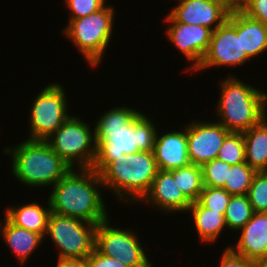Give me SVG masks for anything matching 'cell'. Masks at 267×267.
<instances>
[{
    "label": "cell",
    "mask_w": 267,
    "mask_h": 267,
    "mask_svg": "<svg viewBox=\"0 0 267 267\" xmlns=\"http://www.w3.org/2000/svg\"><path fill=\"white\" fill-rule=\"evenodd\" d=\"M96 158L92 169L100 173L113 160L139 151L153 152L158 127L139 109L114 106L96 119Z\"/></svg>",
    "instance_id": "obj_1"
},
{
    "label": "cell",
    "mask_w": 267,
    "mask_h": 267,
    "mask_svg": "<svg viewBox=\"0 0 267 267\" xmlns=\"http://www.w3.org/2000/svg\"><path fill=\"white\" fill-rule=\"evenodd\" d=\"M49 192L51 212L98 225L109 217L100 175L92 168H72Z\"/></svg>",
    "instance_id": "obj_2"
},
{
    "label": "cell",
    "mask_w": 267,
    "mask_h": 267,
    "mask_svg": "<svg viewBox=\"0 0 267 267\" xmlns=\"http://www.w3.org/2000/svg\"><path fill=\"white\" fill-rule=\"evenodd\" d=\"M220 82L214 112L217 122L225 129L243 133L267 116V92H263L264 89L247 84L234 74L225 76Z\"/></svg>",
    "instance_id": "obj_3"
},
{
    "label": "cell",
    "mask_w": 267,
    "mask_h": 267,
    "mask_svg": "<svg viewBox=\"0 0 267 267\" xmlns=\"http://www.w3.org/2000/svg\"><path fill=\"white\" fill-rule=\"evenodd\" d=\"M2 152L11 157L14 179L29 189L53 187L72 168L59 157L46 140L27 139L3 147Z\"/></svg>",
    "instance_id": "obj_4"
},
{
    "label": "cell",
    "mask_w": 267,
    "mask_h": 267,
    "mask_svg": "<svg viewBox=\"0 0 267 267\" xmlns=\"http://www.w3.org/2000/svg\"><path fill=\"white\" fill-rule=\"evenodd\" d=\"M158 170L154 153L139 151L113 160L99 175L105 189L119 202H132L134 206L150 191Z\"/></svg>",
    "instance_id": "obj_5"
},
{
    "label": "cell",
    "mask_w": 267,
    "mask_h": 267,
    "mask_svg": "<svg viewBox=\"0 0 267 267\" xmlns=\"http://www.w3.org/2000/svg\"><path fill=\"white\" fill-rule=\"evenodd\" d=\"M115 8L106 4L102 9L77 19H68L63 36L80 51L88 66L93 69L102 60L113 37L115 27Z\"/></svg>",
    "instance_id": "obj_6"
},
{
    "label": "cell",
    "mask_w": 267,
    "mask_h": 267,
    "mask_svg": "<svg viewBox=\"0 0 267 267\" xmlns=\"http://www.w3.org/2000/svg\"><path fill=\"white\" fill-rule=\"evenodd\" d=\"M71 168H92L96 158L95 126L71 114L47 140Z\"/></svg>",
    "instance_id": "obj_7"
},
{
    "label": "cell",
    "mask_w": 267,
    "mask_h": 267,
    "mask_svg": "<svg viewBox=\"0 0 267 267\" xmlns=\"http://www.w3.org/2000/svg\"><path fill=\"white\" fill-rule=\"evenodd\" d=\"M96 229V224L51 212L44 242H54L58 258L85 260L95 249Z\"/></svg>",
    "instance_id": "obj_8"
},
{
    "label": "cell",
    "mask_w": 267,
    "mask_h": 267,
    "mask_svg": "<svg viewBox=\"0 0 267 267\" xmlns=\"http://www.w3.org/2000/svg\"><path fill=\"white\" fill-rule=\"evenodd\" d=\"M65 91L63 85L52 82L35 96L29 109L27 139L47 140L71 116Z\"/></svg>",
    "instance_id": "obj_9"
},
{
    "label": "cell",
    "mask_w": 267,
    "mask_h": 267,
    "mask_svg": "<svg viewBox=\"0 0 267 267\" xmlns=\"http://www.w3.org/2000/svg\"><path fill=\"white\" fill-rule=\"evenodd\" d=\"M251 60L241 43V10L231 11L228 19L214 31L207 52L193 72L207 68L244 66Z\"/></svg>",
    "instance_id": "obj_10"
},
{
    "label": "cell",
    "mask_w": 267,
    "mask_h": 267,
    "mask_svg": "<svg viewBox=\"0 0 267 267\" xmlns=\"http://www.w3.org/2000/svg\"><path fill=\"white\" fill-rule=\"evenodd\" d=\"M109 218L97 225L95 248L129 267H153L143 243H140L139 234L131 227L120 228V225L110 224Z\"/></svg>",
    "instance_id": "obj_11"
},
{
    "label": "cell",
    "mask_w": 267,
    "mask_h": 267,
    "mask_svg": "<svg viewBox=\"0 0 267 267\" xmlns=\"http://www.w3.org/2000/svg\"><path fill=\"white\" fill-rule=\"evenodd\" d=\"M169 26L165 28L168 41L186 58L191 66L184 68L186 72L194 71L208 50L212 30L183 22H175L168 14L164 18ZM190 61V62H189Z\"/></svg>",
    "instance_id": "obj_12"
},
{
    "label": "cell",
    "mask_w": 267,
    "mask_h": 267,
    "mask_svg": "<svg viewBox=\"0 0 267 267\" xmlns=\"http://www.w3.org/2000/svg\"><path fill=\"white\" fill-rule=\"evenodd\" d=\"M230 133L216 120L212 122L194 119L187 123L188 156L191 164L202 166L215 159Z\"/></svg>",
    "instance_id": "obj_13"
},
{
    "label": "cell",
    "mask_w": 267,
    "mask_h": 267,
    "mask_svg": "<svg viewBox=\"0 0 267 267\" xmlns=\"http://www.w3.org/2000/svg\"><path fill=\"white\" fill-rule=\"evenodd\" d=\"M168 15L175 22L207 27L214 31L222 25L230 14L222 3L215 0H175ZM179 2V3H178Z\"/></svg>",
    "instance_id": "obj_14"
},
{
    "label": "cell",
    "mask_w": 267,
    "mask_h": 267,
    "mask_svg": "<svg viewBox=\"0 0 267 267\" xmlns=\"http://www.w3.org/2000/svg\"><path fill=\"white\" fill-rule=\"evenodd\" d=\"M162 211L164 215L186 213L192 204L178 188L170 171L158 170L150 191L138 203ZM148 204V205H147Z\"/></svg>",
    "instance_id": "obj_15"
},
{
    "label": "cell",
    "mask_w": 267,
    "mask_h": 267,
    "mask_svg": "<svg viewBox=\"0 0 267 267\" xmlns=\"http://www.w3.org/2000/svg\"><path fill=\"white\" fill-rule=\"evenodd\" d=\"M171 130H166V133L162 131V134L158 129L154 144L156 164L158 169L163 171L191 164L188 156L186 125L181 126V130Z\"/></svg>",
    "instance_id": "obj_16"
},
{
    "label": "cell",
    "mask_w": 267,
    "mask_h": 267,
    "mask_svg": "<svg viewBox=\"0 0 267 267\" xmlns=\"http://www.w3.org/2000/svg\"><path fill=\"white\" fill-rule=\"evenodd\" d=\"M237 233L236 244L227 246L234 253L252 261L267 258V212H255Z\"/></svg>",
    "instance_id": "obj_17"
},
{
    "label": "cell",
    "mask_w": 267,
    "mask_h": 267,
    "mask_svg": "<svg viewBox=\"0 0 267 267\" xmlns=\"http://www.w3.org/2000/svg\"><path fill=\"white\" fill-rule=\"evenodd\" d=\"M0 237L12 251L20 266L33 256L35 250L44 244V238L35 232L13 225L5 216L0 219Z\"/></svg>",
    "instance_id": "obj_18"
},
{
    "label": "cell",
    "mask_w": 267,
    "mask_h": 267,
    "mask_svg": "<svg viewBox=\"0 0 267 267\" xmlns=\"http://www.w3.org/2000/svg\"><path fill=\"white\" fill-rule=\"evenodd\" d=\"M45 202V206L36 201L14 204L13 207H6L4 216L13 225L38 233L44 238L51 213L48 198Z\"/></svg>",
    "instance_id": "obj_19"
},
{
    "label": "cell",
    "mask_w": 267,
    "mask_h": 267,
    "mask_svg": "<svg viewBox=\"0 0 267 267\" xmlns=\"http://www.w3.org/2000/svg\"><path fill=\"white\" fill-rule=\"evenodd\" d=\"M199 242L212 244L216 242L223 230L227 229L224 215L203 207L198 201L188 208Z\"/></svg>",
    "instance_id": "obj_20"
},
{
    "label": "cell",
    "mask_w": 267,
    "mask_h": 267,
    "mask_svg": "<svg viewBox=\"0 0 267 267\" xmlns=\"http://www.w3.org/2000/svg\"><path fill=\"white\" fill-rule=\"evenodd\" d=\"M245 161L257 172L267 171V116L243 132Z\"/></svg>",
    "instance_id": "obj_21"
},
{
    "label": "cell",
    "mask_w": 267,
    "mask_h": 267,
    "mask_svg": "<svg viewBox=\"0 0 267 267\" xmlns=\"http://www.w3.org/2000/svg\"><path fill=\"white\" fill-rule=\"evenodd\" d=\"M242 51L252 60L267 52V27L241 11Z\"/></svg>",
    "instance_id": "obj_22"
},
{
    "label": "cell",
    "mask_w": 267,
    "mask_h": 267,
    "mask_svg": "<svg viewBox=\"0 0 267 267\" xmlns=\"http://www.w3.org/2000/svg\"><path fill=\"white\" fill-rule=\"evenodd\" d=\"M170 172L173 174V179L176 180V184L184 196L191 203L198 201L204 187L201 166L190 164L170 170Z\"/></svg>",
    "instance_id": "obj_23"
},
{
    "label": "cell",
    "mask_w": 267,
    "mask_h": 267,
    "mask_svg": "<svg viewBox=\"0 0 267 267\" xmlns=\"http://www.w3.org/2000/svg\"><path fill=\"white\" fill-rule=\"evenodd\" d=\"M254 213L247 195L231 196L224 214L228 231L230 230L231 233L238 232Z\"/></svg>",
    "instance_id": "obj_24"
},
{
    "label": "cell",
    "mask_w": 267,
    "mask_h": 267,
    "mask_svg": "<svg viewBox=\"0 0 267 267\" xmlns=\"http://www.w3.org/2000/svg\"><path fill=\"white\" fill-rule=\"evenodd\" d=\"M248 163L231 165L224 189L231 195H247L256 174Z\"/></svg>",
    "instance_id": "obj_25"
},
{
    "label": "cell",
    "mask_w": 267,
    "mask_h": 267,
    "mask_svg": "<svg viewBox=\"0 0 267 267\" xmlns=\"http://www.w3.org/2000/svg\"><path fill=\"white\" fill-rule=\"evenodd\" d=\"M216 158L230 165L246 162L243 133L231 132L224 140Z\"/></svg>",
    "instance_id": "obj_26"
},
{
    "label": "cell",
    "mask_w": 267,
    "mask_h": 267,
    "mask_svg": "<svg viewBox=\"0 0 267 267\" xmlns=\"http://www.w3.org/2000/svg\"><path fill=\"white\" fill-rule=\"evenodd\" d=\"M203 185L215 188H224L228 179L231 165L215 158L201 166Z\"/></svg>",
    "instance_id": "obj_27"
},
{
    "label": "cell",
    "mask_w": 267,
    "mask_h": 267,
    "mask_svg": "<svg viewBox=\"0 0 267 267\" xmlns=\"http://www.w3.org/2000/svg\"><path fill=\"white\" fill-rule=\"evenodd\" d=\"M231 195L224 188L204 186L198 202L207 209L225 214Z\"/></svg>",
    "instance_id": "obj_28"
},
{
    "label": "cell",
    "mask_w": 267,
    "mask_h": 267,
    "mask_svg": "<svg viewBox=\"0 0 267 267\" xmlns=\"http://www.w3.org/2000/svg\"><path fill=\"white\" fill-rule=\"evenodd\" d=\"M247 196L254 212H267V171L256 172Z\"/></svg>",
    "instance_id": "obj_29"
},
{
    "label": "cell",
    "mask_w": 267,
    "mask_h": 267,
    "mask_svg": "<svg viewBox=\"0 0 267 267\" xmlns=\"http://www.w3.org/2000/svg\"><path fill=\"white\" fill-rule=\"evenodd\" d=\"M65 7L69 10V18L77 19L90 15L102 9L107 0H64Z\"/></svg>",
    "instance_id": "obj_30"
},
{
    "label": "cell",
    "mask_w": 267,
    "mask_h": 267,
    "mask_svg": "<svg viewBox=\"0 0 267 267\" xmlns=\"http://www.w3.org/2000/svg\"><path fill=\"white\" fill-rule=\"evenodd\" d=\"M241 11L267 27V0H247Z\"/></svg>",
    "instance_id": "obj_31"
},
{
    "label": "cell",
    "mask_w": 267,
    "mask_h": 267,
    "mask_svg": "<svg viewBox=\"0 0 267 267\" xmlns=\"http://www.w3.org/2000/svg\"><path fill=\"white\" fill-rule=\"evenodd\" d=\"M86 267H129L116 258L101 254L96 248L85 259Z\"/></svg>",
    "instance_id": "obj_32"
},
{
    "label": "cell",
    "mask_w": 267,
    "mask_h": 267,
    "mask_svg": "<svg viewBox=\"0 0 267 267\" xmlns=\"http://www.w3.org/2000/svg\"><path fill=\"white\" fill-rule=\"evenodd\" d=\"M219 267H252V260L234 253L229 247L223 249Z\"/></svg>",
    "instance_id": "obj_33"
},
{
    "label": "cell",
    "mask_w": 267,
    "mask_h": 267,
    "mask_svg": "<svg viewBox=\"0 0 267 267\" xmlns=\"http://www.w3.org/2000/svg\"><path fill=\"white\" fill-rule=\"evenodd\" d=\"M56 267H86L85 260L57 258Z\"/></svg>",
    "instance_id": "obj_34"
},
{
    "label": "cell",
    "mask_w": 267,
    "mask_h": 267,
    "mask_svg": "<svg viewBox=\"0 0 267 267\" xmlns=\"http://www.w3.org/2000/svg\"><path fill=\"white\" fill-rule=\"evenodd\" d=\"M222 3L230 11L242 10L247 0H215Z\"/></svg>",
    "instance_id": "obj_35"
},
{
    "label": "cell",
    "mask_w": 267,
    "mask_h": 267,
    "mask_svg": "<svg viewBox=\"0 0 267 267\" xmlns=\"http://www.w3.org/2000/svg\"><path fill=\"white\" fill-rule=\"evenodd\" d=\"M252 267H267V258L253 260Z\"/></svg>",
    "instance_id": "obj_36"
}]
</instances>
